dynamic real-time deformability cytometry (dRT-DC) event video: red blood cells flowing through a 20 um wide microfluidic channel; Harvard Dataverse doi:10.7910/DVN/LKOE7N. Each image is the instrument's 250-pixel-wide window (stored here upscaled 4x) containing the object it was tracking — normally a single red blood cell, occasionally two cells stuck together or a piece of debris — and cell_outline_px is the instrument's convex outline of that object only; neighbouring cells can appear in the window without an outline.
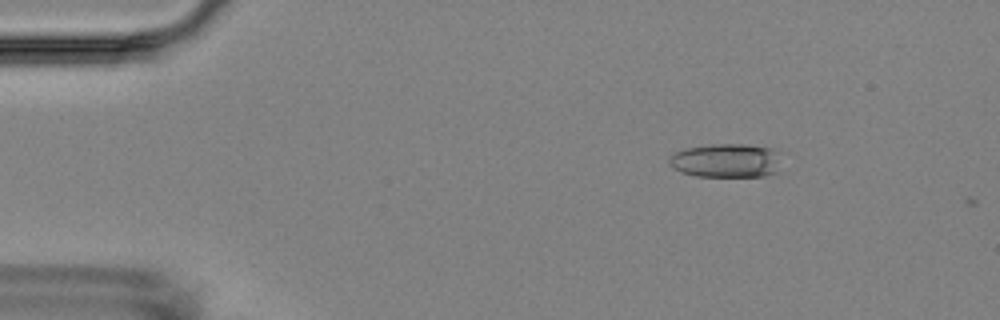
{"species": "Egyptian fruit bat (a non-hibernating species)", "species_latin": "Rousettus aegyptiacus", "temperature_condition": "room temperature", "stored_images_in_passage": 6, "camera_frame_rate_fps": 3000, "um_per_image_px": 0.085, "animal": {"sex": "female"}, "frame": {"image": 1, "passage_image": 3, "time_ms": 2.333, "image_size_px": [1000, 320], "cell_outline_px": [[780, 152], [776, 172], [764, 176], [696, 176], [680, 172], [668, 164], [668, 160], [676, 152], [688, 148], [712, 144], [748, 144], [772, 148]], "centroid_in_image_um": [61.73, 13.64], "position_along_channel_um": 23.3, "area_um2": 22.14}}